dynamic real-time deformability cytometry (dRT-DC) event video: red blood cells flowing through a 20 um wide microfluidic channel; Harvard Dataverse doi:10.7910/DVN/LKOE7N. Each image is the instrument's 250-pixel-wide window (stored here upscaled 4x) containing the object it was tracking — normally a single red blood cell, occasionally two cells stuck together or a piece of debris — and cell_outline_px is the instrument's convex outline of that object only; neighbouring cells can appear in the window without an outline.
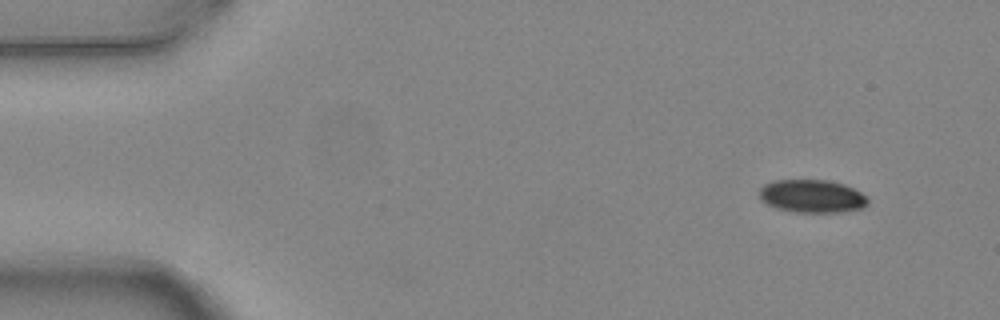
{"species": "common noctule bat (a hibernating species)", "species_latin": "Nyctalus noctula", "temperature_condition": "warm", "stored_images_in_passage": 4, "camera_frame_rate_fps": 3000, "um_per_image_px": 0.085, "animal": {"sex": "female", "body_mass_g": 24.6, "forearm_length_mm": 56.2}, "frame": {"image": 1, "passage_image": 1, "time_ms": 0.0, "image_size_px": [1000, 320], "cell_outline_px": [[868, 204], [864, 208], [840, 212], [796, 212], [776, 208], [760, 200], [760, 188], [764, 184], [772, 180], [828, 180], [844, 184], [868, 196]], "centroid_in_image_um": [69.03, 16.67], "position_along_channel_um": 16.0, "area_um2": 20.98}}
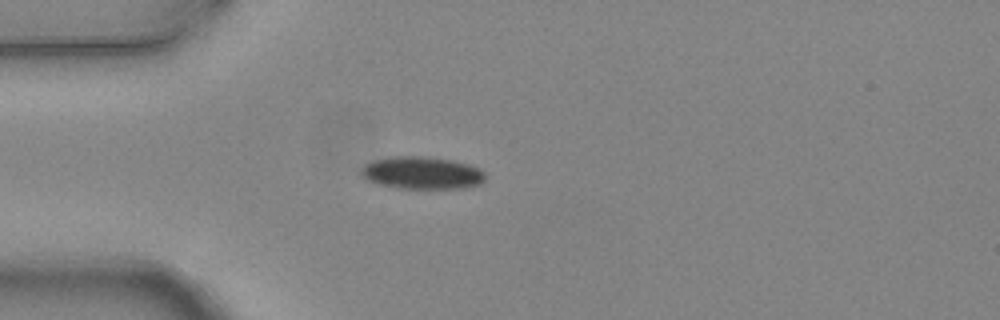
{"frame": {"image": 2, "passage_image": 4, "time_ms": 1.0, "image_size_px": [1000, 320], "cell_outline_px": [[484, 180], [480, 184], [464, 188], [396, 188], [376, 184], [368, 180], [360, 172], [364, 164], [372, 160], [392, 156], [420, 156], [452, 160], [468, 164], [480, 168], [484, 172]], "centroid_in_image_um": [35.85, 14.69], "position_along_channel_um": 49.2, "area_um2": 23.52}}